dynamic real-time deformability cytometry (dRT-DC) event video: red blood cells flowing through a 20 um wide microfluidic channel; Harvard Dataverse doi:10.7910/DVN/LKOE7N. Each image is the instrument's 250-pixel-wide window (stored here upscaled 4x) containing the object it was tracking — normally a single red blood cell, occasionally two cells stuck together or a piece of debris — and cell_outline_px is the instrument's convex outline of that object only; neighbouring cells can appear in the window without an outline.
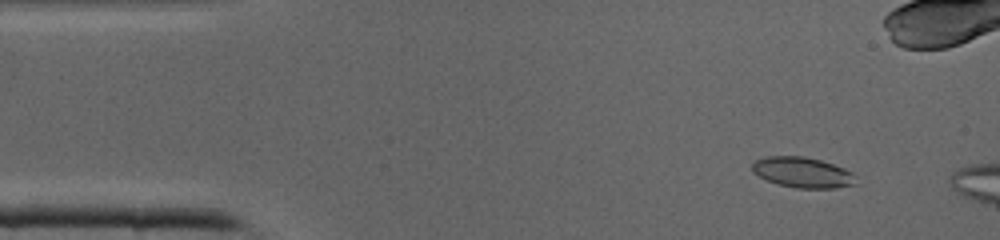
{"species": "common noctule bat (a hibernating species)", "species_latin": "Nyctalus noctula", "temperature_condition": "cold", "stored_images_in_passage": 8, "camera_frame_rate_fps": 3000, "um_per_image_px": 0.085, "animal": {"sex": "male", "body_mass_g": 19.0, "forearm_length_mm": 50.8}, "frame": {"image": 1, "passage_image": 4, "time_ms": 1.0, "image_size_px": [1000, 240], "cell_outline_px": [[852, 184], [832, 188], [800, 188], [780, 184], [768, 180], [760, 176], [752, 168], [752, 164], [756, 160], [768, 156], [800, 156], [820, 160], [832, 164], [848, 172]], "centroid_in_image_um": [68.11, 14.64], "position_along_channel_um": 16.9, "area_um2": 17.34}}